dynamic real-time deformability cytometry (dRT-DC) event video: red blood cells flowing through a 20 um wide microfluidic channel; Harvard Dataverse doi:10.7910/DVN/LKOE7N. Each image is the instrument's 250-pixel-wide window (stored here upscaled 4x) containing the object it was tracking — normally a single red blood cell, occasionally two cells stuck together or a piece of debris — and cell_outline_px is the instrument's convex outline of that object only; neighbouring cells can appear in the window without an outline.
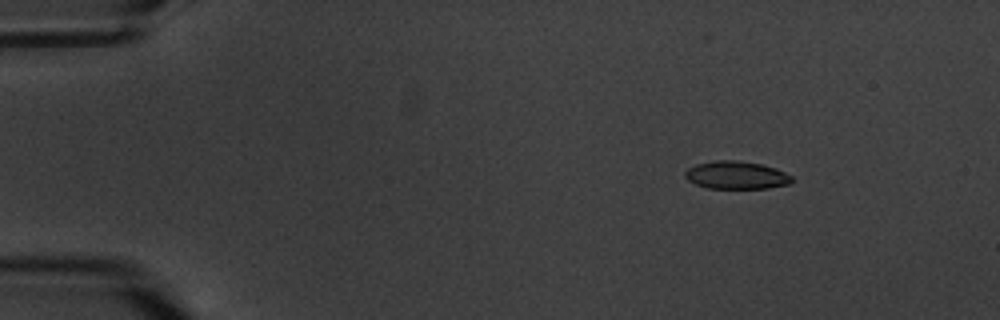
{"species": "common noctule bat (a hibernating species)", "species_latin": "Nyctalus noctula", "temperature_condition": "warm", "stored_images_in_passage": 4, "camera_frame_rate_fps": 3000, "um_per_image_px": 0.085, "animal": {"sex": "male", "body_mass_g": 20.1, "forearm_length_mm": 53.5}, "frame": {"image": 1, "passage_image": 2, "time_ms": 1.0, "image_size_px": [1000, 320], "cell_outline_px": [[792, 180], [788, 184], [768, 188], [708, 188], [696, 184], [688, 180], [684, 176], [684, 172], [688, 168], [696, 164], [716, 160], [736, 160], [760, 164], [776, 168], [792, 176]], "centroid_in_image_um": [62.56, 14.88], "position_along_channel_um": 22.4, "area_um2": 17.22}}
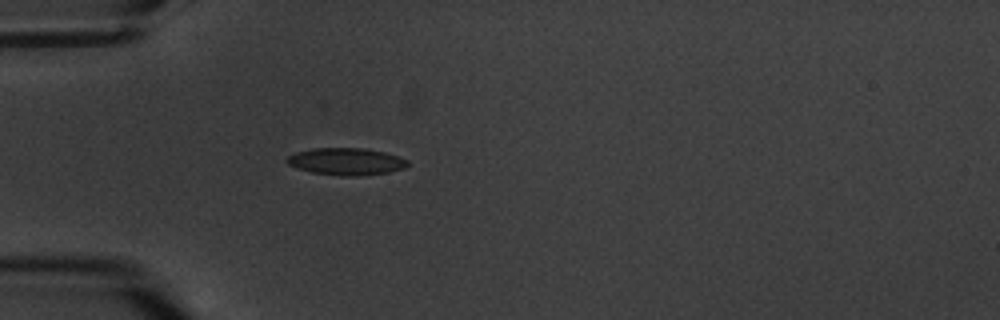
{"frame": {"image": 2, "passage_image": 4, "time_ms": 4.333, "image_size_px": [1000, 320], "cell_outline_px": [[408, 164], [404, 168], [388, 172], [356, 176], [344, 176], [312, 172], [296, 168], [288, 164], [284, 160], [288, 156], [296, 152], [312, 148], [364, 148], [384, 152], [408, 160]], "centroid_in_image_um": [29.39, 13.72], "position_along_channel_um": 55.6, "area_um2": 18.96}}